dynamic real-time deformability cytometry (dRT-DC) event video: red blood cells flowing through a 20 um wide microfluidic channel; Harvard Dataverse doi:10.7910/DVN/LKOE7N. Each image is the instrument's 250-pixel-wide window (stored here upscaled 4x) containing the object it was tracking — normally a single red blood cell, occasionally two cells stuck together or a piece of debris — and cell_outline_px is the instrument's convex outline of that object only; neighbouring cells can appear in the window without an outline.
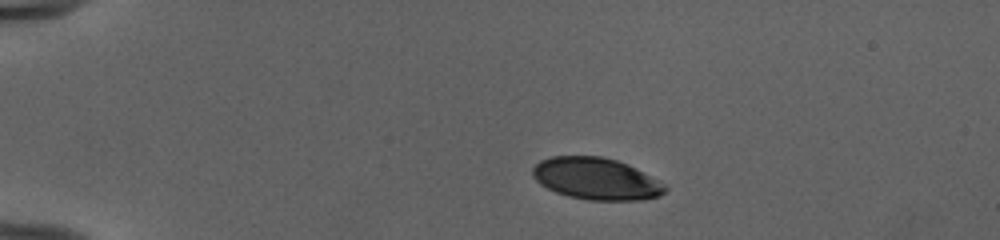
{"species": "human", "species_latin": "Homo sapiens", "temperature_condition": "cold", "stored_images_in_passage": 42, "camera_frame_rate_fps": 3000, "um_per_image_px": 0.085, "donor": {"sex": "female"}, "frame": {"image": 1, "passage_image": 1, "time_ms": 0.0, "image_size_px": [1000, 240], "cell_outline_px": [[668, 188], [660, 196], [640, 200], [588, 200], [568, 196], [556, 192], [540, 184], [532, 176], [532, 168], [540, 160], [552, 156], [604, 156], [628, 164], [636, 168], [664, 184]], "centroid_in_image_um": [50.66, 15.19], "position_along_channel_um": 34.3, "area_um2": 32.31}}
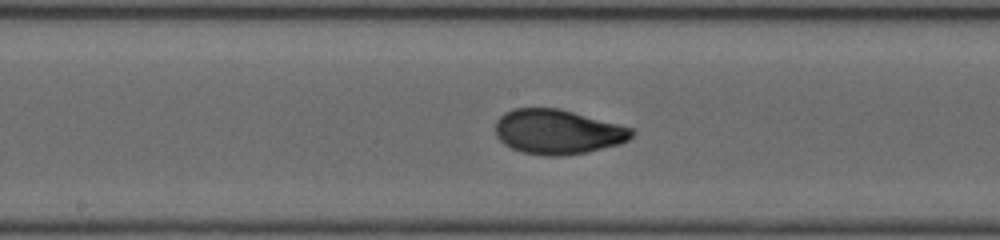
{"frame": {"image": 2, "passage_image": 19, "time_ms": 6.0, "image_size_px": [1000, 240], "cell_outline_px": [[636, 132], [628, 140], [620, 144], [588, 152], [564, 156], [548, 156], [524, 152], [512, 148], [504, 144], [496, 136], [496, 120], [504, 112], [512, 108], [560, 108], [632, 128]], "centroid_in_image_um": [47.4, 11.2], "position_along_channel_um": 200.8, "area_um2": 35.6}}
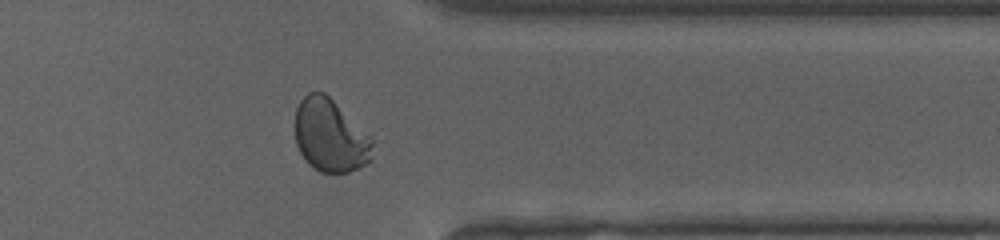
{"frame": {"image": 3, "passage_image": 33, "time_ms": 10.667, "image_size_px": [1000, 240], "cell_outline_px": [[372, 160], [348, 172], [320, 172], [308, 164], [304, 160], [296, 144], [296, 108], [300, 100], [308, 92], [324, 92], [372, 136]], "centroid_in_image_um": [28.07, 11.53], "position_along_channel_um": 383.3, "area_um2": 32.89}, "authors_computed_cell_mechanics": {"area_um2": 34.6511, "velocity_mm_per_s": 3.9827, "shape_relaxation_time_tau1_ms": 4.2204, "shape_relaxation_time_tau2_ms": 0.7259, "deformation_change_tau1": 0.1905, "deformation_change_tau2": 0.0504}}